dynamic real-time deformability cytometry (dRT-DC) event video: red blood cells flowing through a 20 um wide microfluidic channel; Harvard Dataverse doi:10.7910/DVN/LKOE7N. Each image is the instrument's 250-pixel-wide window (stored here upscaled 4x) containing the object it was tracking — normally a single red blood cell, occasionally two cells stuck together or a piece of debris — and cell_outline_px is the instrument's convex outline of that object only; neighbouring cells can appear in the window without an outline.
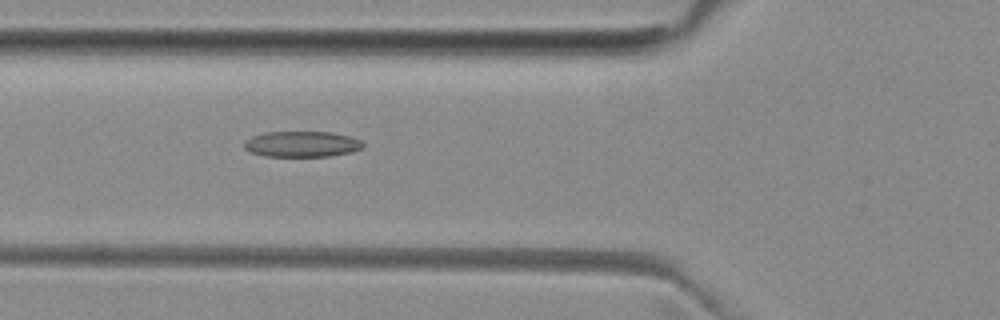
{"species": "common noctule bat (a hibernating species)", "species_latin": "Nyctalus noctula", "temperature_condition": "room temperature", "stored_images_in_passage": 52, "camera_frame_rate_fps": 3000, "um_per_image_px": 0.085, "animal": {"sex": "female", "body_mass_g": 29.2, "forearm_length_mm": 56.3}, "frame": {"image": 1, "passage_image": 19, "time_ms": 6.0, "image_size_px": [1000, 320], "cell_outline_px": [[364, 144], [360, 148], [352, 152], [328, 156], [264, 156], [248, 152], [244, 148], [244, 140], [252, 136], [264, 132], [332, 132], [352, 136], [360, 140]], "centroid_in_image_um": [25.62, 12.24], "position_along_channel_um": 100.2, "area_um2": 17.98}}
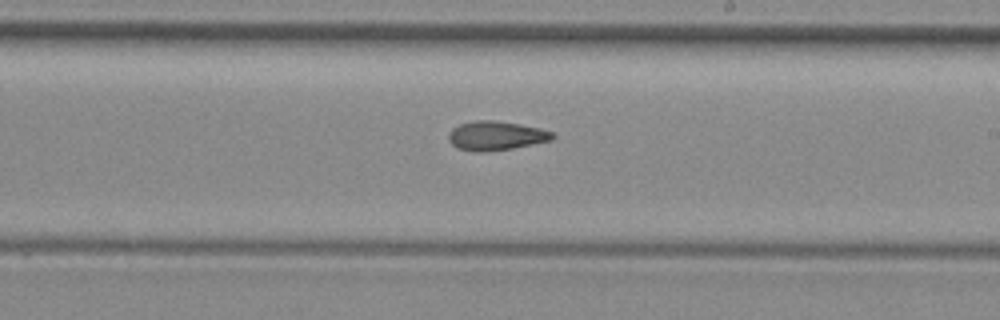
{"frame": {"image": 2, "passage_image": 30, "time_ms": 9.667, "image_size_px": [1000, 320], "cell_outline_px": [[556, 136], [552, 140], [512, 148], [488, 152], [476, 152], [456, 148], [448, 140], [448, 132], [452, 128], [460, 124], [476, 120], [492, 120], [540, 128], [552, 132]], "centroid_in_image_um": [42.12, 11.55], "position_along_channel_um": 246.9, "area_um2": 17.63}}
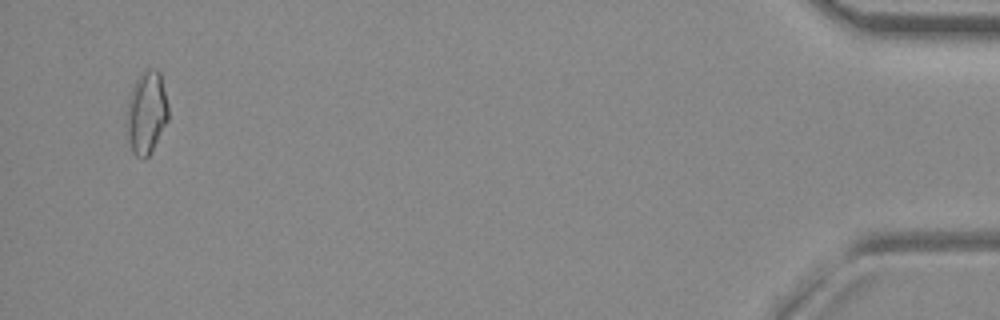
{"frame": {"image": 3, "passage_image": 50, "time_ms": 16.333, "image_size_px": [1000, 320], "cell_outline_px": [[168, 120], [148, 156], [144, 160], [136, 156], [132, 152], [128, 140], [124, 120], [132, 88], [136, 80], [144, 68], [156, 68], [160, 72], [168, 104]], "centroid_in_image_um": [12.43, 9.56], "position_along_channel_um": 422.8, "area_um2": 20.35}, "authors_computed_cell_mechanics": {"area_um2": 17.918, "velocity_mm_per_s": 3.9938, "shape_relaxation_time_tau1_ms": null, "shape_relaxation_time_tau2_ms": 6.0002, "deformation_change_tau1": null, "deformation_change_tau2": 0.1559}}